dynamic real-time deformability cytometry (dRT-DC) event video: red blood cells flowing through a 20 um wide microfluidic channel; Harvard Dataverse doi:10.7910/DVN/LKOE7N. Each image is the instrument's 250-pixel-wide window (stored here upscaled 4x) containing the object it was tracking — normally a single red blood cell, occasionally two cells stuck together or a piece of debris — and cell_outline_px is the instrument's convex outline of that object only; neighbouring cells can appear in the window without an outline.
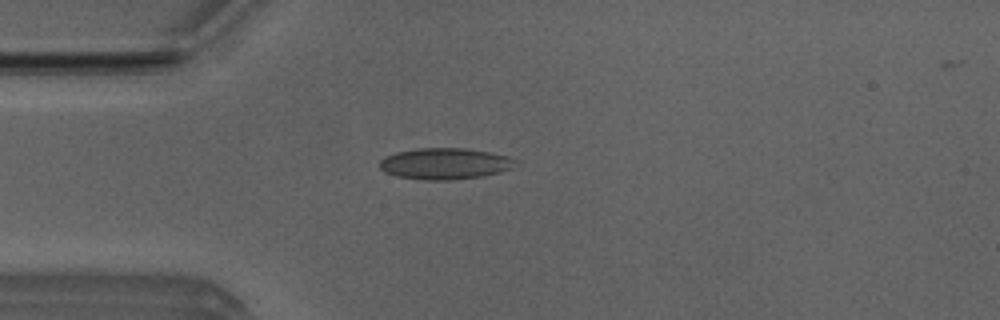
{"species": "Egyptian fruit bat (a non-hibernating species)", "species_latin": "Rousettus aegyptiacus", "temperature_condition": "room temperature", "stored_images_in_passage": 5, "camera_frame_rate_fps": 3000, "um_per_image_px": 0.085, "animal": {"sex": "male"}, "frame": {"image": 1, "passage_image": 4, "time_ms": 1.0, "image_size_px": [1000, 320], "cell_outline_px": [[520, 160], [512, 168], [500, 172], [480, 176], [452, 180], [424, 180], [396, 176], [384, 172], [380, 168], [380, 160], [396, 152], [416, 148], [464, 148], [492, 152], [508, 156]], "centroid_in_image_um": [37.85, 13.91], "position_along_channel_um": 47.1, "area_um2": 24.91}}